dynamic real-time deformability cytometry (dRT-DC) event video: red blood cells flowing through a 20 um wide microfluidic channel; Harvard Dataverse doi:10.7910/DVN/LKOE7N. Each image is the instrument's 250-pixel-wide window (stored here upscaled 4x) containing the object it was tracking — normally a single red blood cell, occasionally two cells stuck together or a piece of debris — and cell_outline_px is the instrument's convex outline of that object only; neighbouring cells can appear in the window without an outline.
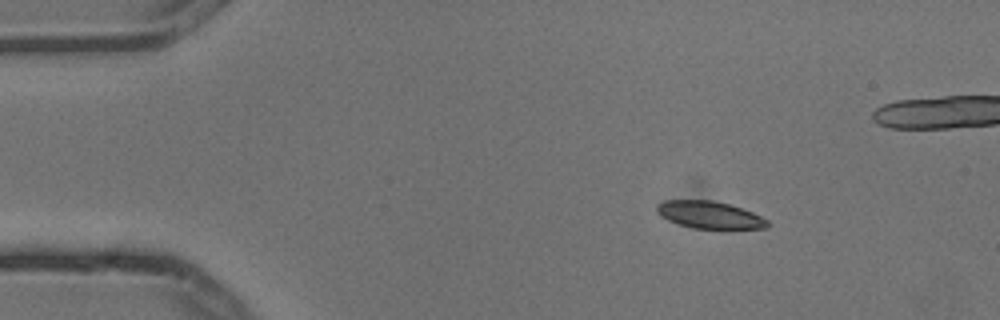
{"species": "common noctule bat (a hibernating species)", "species_latin": "Nyctalus noctula", "temperature_condition": "cold", "stored_images_in_passage": 5, "camera_frame_rate_fps": 3000, "um_per_image_px": 0.085, "animal": {"sex": "male", "body_mass_g": 13.3}, "frame": {"image": 1, "passage_image": 2, "time_ms": 0.333, "image_size_px": [1000, 320], "cell_outline_px": [[768, 228], [724, 232], [720, 232], [692, 228], [668, 220], [660, 216], [656, 212], [656, 204], [664, 200], [712, 200], [728, 204], [752, 212], [768, 220]], "centroid_in_image_um": [60.36, 18.33], "position_along_channel_um": 24.6, "area_um2": 18.55}}